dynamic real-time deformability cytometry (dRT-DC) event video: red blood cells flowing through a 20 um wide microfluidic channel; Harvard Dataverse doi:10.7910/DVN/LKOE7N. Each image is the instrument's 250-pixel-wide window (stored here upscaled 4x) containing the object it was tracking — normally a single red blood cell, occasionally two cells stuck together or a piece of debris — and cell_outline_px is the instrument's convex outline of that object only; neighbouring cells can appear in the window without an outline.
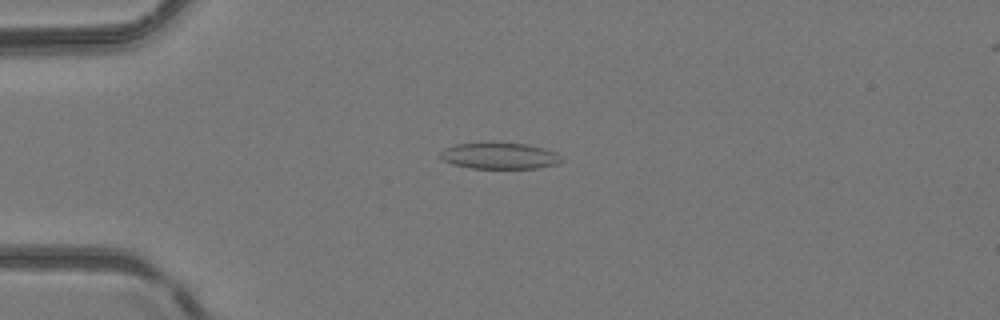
{"species": "common noctule bat (a hibernating species)", "species_latin": "Nyctalus noctula", "temperature_condition": "room temperature", "stored_images_in_passage": 5, "camera_frame_rate_fps": 3000, "um_per_image_px": 0.085, "animal": {"sex": "female", "body_mass_g": 24.6, "forearm_length_mm": 56.2}, "frame": {"image": 1, "passage_image": 4, "time_ms": 1.0, "image_size_px": [1000, 320], "cell_outline_px": [[564, 160], [560, 164], [536, 168], [472, 168], [452, 164], [444, 160], [440, 156], [440, 152], [444, 148], [456, 144], [528, 144], [544, 148], [560, 156]], "centroid_in_image_um": [42.49, 13.27], "position_along_channel_um": 42.5, "area_um2": 18.15}}